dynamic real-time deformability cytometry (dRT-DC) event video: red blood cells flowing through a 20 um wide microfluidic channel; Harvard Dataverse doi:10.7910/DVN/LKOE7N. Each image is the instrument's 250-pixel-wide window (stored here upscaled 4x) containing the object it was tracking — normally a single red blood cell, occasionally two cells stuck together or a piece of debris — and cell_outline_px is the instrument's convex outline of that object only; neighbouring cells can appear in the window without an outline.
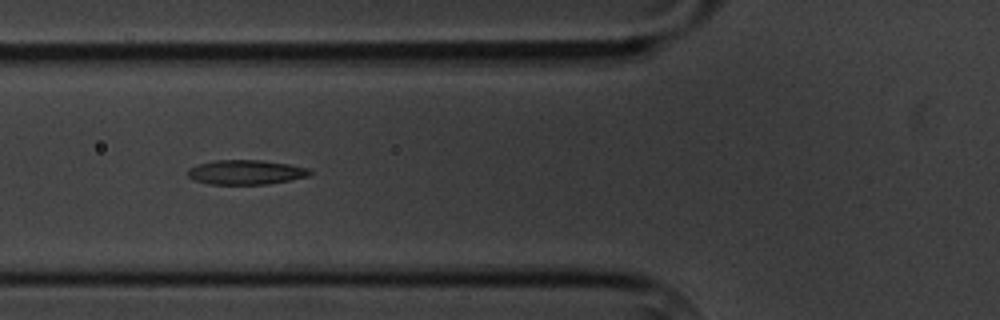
{"species": "common noctule bat (a hibernating species)", "species_latin": "Nyctalus noctula", "temperature_condition": "cold", "stored_images_in_passage": 8, "camera_frame_rate_fps": 3000, "um_per_image_px": 0.085, "animal": {"sex": "male", "body_mass_g": 20.1, "forearm_length_mm": 53.5}, "frame": {"image": 1, "passage_image": 6, "time_ms": 6.0, "image_size_px": [1000, 320], "cell_outline_px": [[312, 172], [308, 176], [268, 184], [212, 184], [196, 180], [188, 176], [188, 168], [196, 164], [212, 160], [260, 160], [288, 164], [308, 168]], "centroid_in_image_um": [20.87, 14.63], "position_along_channel_um": 104.9, "area_um2": 17.34}}
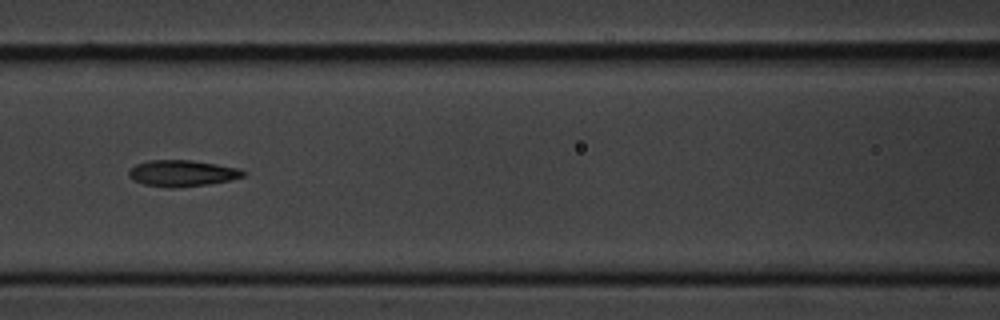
{"frame": {"image": 2, "passage_image": 7, "time_ms": 7.333, "image_size_px": [1000, 320], "cell_outline_px": [[248, 172], [244, 176], [228, 180], [208, 184], [172, 188], [168, 188], [144, 184], [132, 180], [128, 176], [128, 172], [136, 164], [148, 160], [192, 160], [240, 168]], "centroid_in_image_um": [15.48, 14.72], "position_along_channel_um": 151.1, "area_um2": 17.57}}
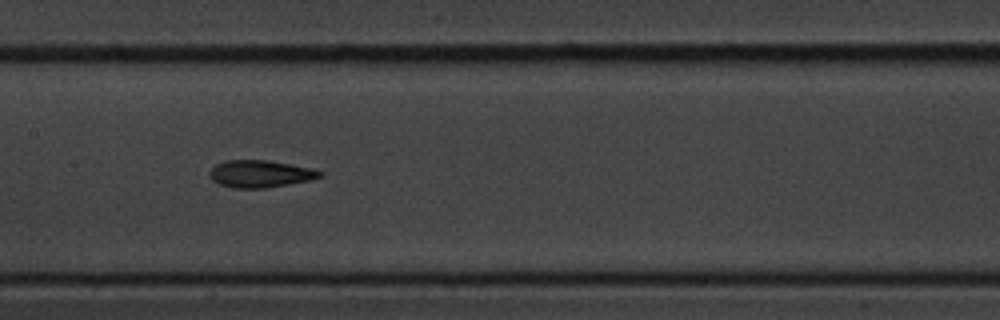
{"frame": {"image": 3, "passage_image": 8, "time_ms": 8.333, "image_size_px": [1000, 320], "cell_outline_px": [[324, 176], [312, 180], [264, 188], [232, 188], [220, 184], [212, 180], [208, 176], [208, 172], [216, 164], [224, 160], [264, 160], [312, 168], [324, 172]], "centroid_in_image_um": [22.11, 14.78], "position_along_channel_um": 185.3, "area_um2": 17.57}}